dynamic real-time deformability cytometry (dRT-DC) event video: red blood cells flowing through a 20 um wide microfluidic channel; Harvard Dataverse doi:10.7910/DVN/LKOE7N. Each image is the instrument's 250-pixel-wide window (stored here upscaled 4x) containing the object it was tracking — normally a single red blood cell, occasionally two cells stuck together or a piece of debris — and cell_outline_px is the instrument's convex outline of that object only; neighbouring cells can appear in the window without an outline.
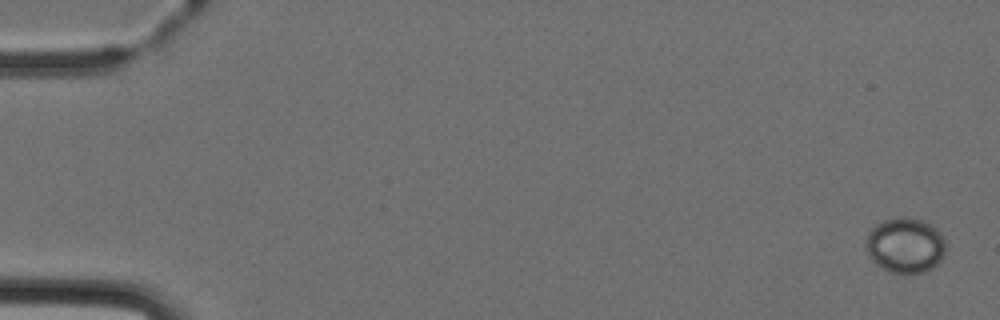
{"species": "Egyptian fruit bat (a non-hibernating species)", "species_latin": "Rousettus aegyptiacus", "temperature_condition": "cold", "stored_images_in_passage": 5, "camera_frame_rate_fps": 3000, "um_per_image_px": 0.085, "animal": {"sex": "female"}, "frame": {"image": 1, "passage_image": 1, "time_ms": 0.0, "image_size_px": [1000, 320], "cell_outline_px": [[944, 256], [932, 268], [924, 272], [888, 272], [880, 268], [868, 256], [868, 232], [876, 224], [884, 220], [896, 216], [908, 216], [924, 220], [936, 228], [940, 232], [944, 240]], "centroid_in_image_um": [76.95, 20.82], "position_along_channel_um": 8.0, "area_um2": 25.66}}